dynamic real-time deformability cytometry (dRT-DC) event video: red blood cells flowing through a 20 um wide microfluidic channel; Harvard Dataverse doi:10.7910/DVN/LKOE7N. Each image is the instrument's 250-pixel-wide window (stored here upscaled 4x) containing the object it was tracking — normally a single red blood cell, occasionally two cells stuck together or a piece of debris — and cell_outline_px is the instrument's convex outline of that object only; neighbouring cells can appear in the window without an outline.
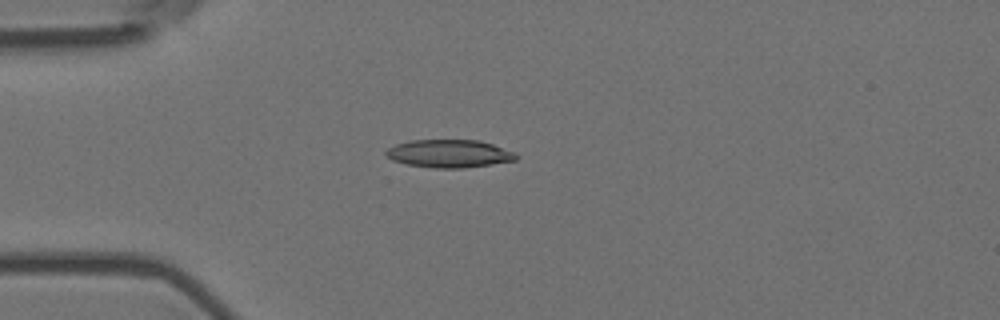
{"species": "Egyptian fruit bat (a non-hibernating species)", "species_latin": "Rousettus aegyptiacus", "temperature_condition": "room temperature", "stored_images_in_passage": 1, "camera_frame_rate_fps": 3000, "um_per_image_px": 0.085, "animal": {"sex": "female"}, "frame": {"image": 1, "passage_image": 1, "time_ms": 0.0, "image_size_px": [1000, 320], "cell_outline_px": [[520, 156], [516, 160], [492, 164], [464, 168], [432, 168], [408, 164], [392, 160], [384, 152], [388, 148], [396, 144], [408, 140], [480, 140], [516, 152]], "centroid_in_image_um": [38.21, 13.05], "position_along_channel_um": 46.8, "area_um2": 21.27}}